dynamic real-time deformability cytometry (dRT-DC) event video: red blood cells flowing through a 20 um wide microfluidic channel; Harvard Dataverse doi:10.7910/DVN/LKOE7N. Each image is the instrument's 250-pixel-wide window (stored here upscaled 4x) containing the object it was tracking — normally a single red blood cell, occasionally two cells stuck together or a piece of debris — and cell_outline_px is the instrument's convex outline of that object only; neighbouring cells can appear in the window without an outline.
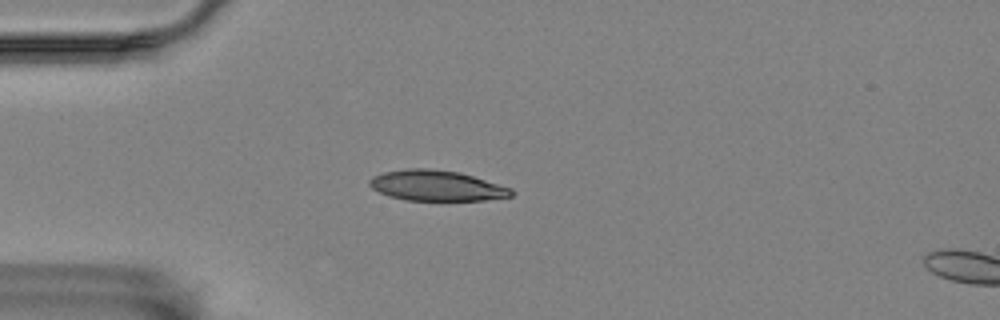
{"species": "Egyptian fruit bat (a non-hibernating species)", "species_latin": "Rousettus aegyptiacus", "temperature_condition": "room temperature", "stored_images_in_passage": 3, "camera_frame_rate_fps": 3000, "um_per_image_px": 0.085, "animal": {"sex": "female"}, "frame": {"image": 1, "passage_image": 2, "time_ms": 1.333, "image_size_px": [1000, 320], "cell_outline_px": [[516, 192], [512, 196], [484, 200], [404, 200], [388, 196], [372, 188], [368, 184], [368, 180], [372, 176], [384, 172], [408, 168], [428, 168], [460, 172], [512, 188]], "centroid_in_image_um": [37.1, 15.77], "position_along_channel_um": 47.9, "area_um2": 25.32}}